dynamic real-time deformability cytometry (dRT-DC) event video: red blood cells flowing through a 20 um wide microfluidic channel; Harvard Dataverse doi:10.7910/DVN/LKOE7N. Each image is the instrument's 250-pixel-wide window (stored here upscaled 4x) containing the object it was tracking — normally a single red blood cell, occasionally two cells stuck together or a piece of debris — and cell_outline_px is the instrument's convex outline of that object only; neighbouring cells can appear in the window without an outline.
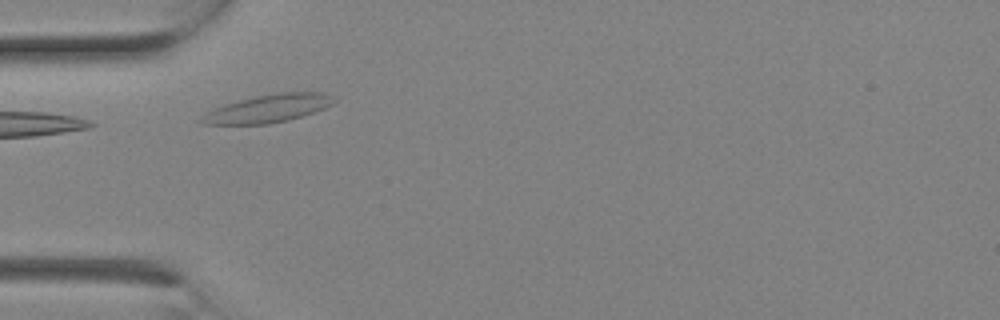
{"species": "Egyptian fruit bat (a non-hibernating species)", "species_latin": "Rousettus aegyptiacus", "temperature_condition": "room temperature", "stored_images_in_passage": 1, "camera_frame_rate_fps": 3000, "um_per_image_px": 0.085, "animal": {"sex": "female"}, "frame": {"image": 1, "passage_image": 1, "time_ms": 0.0, "image_size_px": [1000, 320], "cell_outline_px": [[336, 100], [332, 104], [316, 112], [288, 120], [268, 124], [204, 124], [196, 120], [208, 112], [224, 104], [256, 96], [284, 92], [328, 92]], "centroid_in_image_um": [22.83, 9.22], "position_along_channel_um": 62.2, "area_um2": 21.44}}